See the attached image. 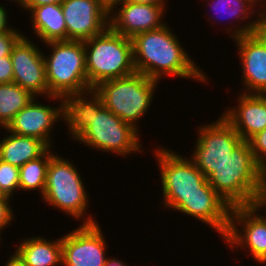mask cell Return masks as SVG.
I'll list each match as a JSON object with an SVG mask.
<instances>
[{"label":"cell","instance_id":"cell-15","mask_svg":"<svg viewBox=\"0 0 266 266\" xmlns=\"http://www.w3.org/2000/svg\"><path fill=\"white\" fill-rule=\"evenodd\" d=\"M36 98L34 97L25 108L15 115L7 129L17 135L38 138L52 148V131L58 121L62 119V104H59L58 107L45 105L38 102Z\"/></svg>","mask_w":266,"mask_h":266},{"label":"cell","instance_id":"cell-18","mask_svg":"<svg viewBox=\"0 0 266 266\" xmlns=\"http://www.w3.org/2000/svg\"><path fill=\"white\" fill-rule=\"evenodd\" d=\"M62 121L74 140L90 125L94 113L103 106L100 94L94 89L62 97Z\"/></svg>","mask_w":266,"mask_h":266},{"label":"cell","instance_id":"cell-35","mask_svg":"<svg viewBox=\"0 0 266 266\" xmlns=\"http://www.w3.org/2000/svg\"><path fill=\"white\" fill-rule=\"evenodd\" d=\"M129 2L141 3V4H153V5H165L167 0H126Z\"/></svg>","mask_w":266,"mask_h":266},{"label":"cell","instance_id":"cell-30","mask_svg":"<svg viewBox=\"0 0 266 266\" xmlns=\"http://www.w3.org/2000/svg\"><path fill=\"white\" fill-rule=\"evenodd\" d=\"M13 82V67L10 56L0 57V84Z\"/></svg>","mask_w":266,"mask_h":266},{"label":"cell","instance_id":"cell-12","mask_svg":"<svg viewBox=\"0 0 266 266\" xmlns=\"http://www.w3.org/2000/svg\"><path fill=\"white\" fill-rule=\"evenodd\" d=\"M100 224H81L61 236L62 266H105L108 248ZM107 247V248H106Z\"/></svg>","mask_w":266,"mask_h":266},{"label":"cell","instance_id":"cell-31","mask_svg":"<svg viewBox=\"0 0 266 266\" xmlns=\"http://www.w3.org/2000/svg\"><path fill=\"white\" fill-rule=\"evenodd\" d=\"M8 11L3 5H0V32L7 31L12 29L13 27L8 25Z\"/></svg>","mask_w":266,"mask_h":266},{"label":"cell","instance_id":"cell-20","mask_svg":"<svg viewBox=\"0 0 266 266\" xmlns=\"http://www.w3.org/2000/svg\"><path fill=\"white\" fill-rule=\"evenodd\" d=\"M209 1H211V2H209ZM206 3H207L206 7L209 6V7H211L210 9L214 10L215 12H217V13L219 12L218 15H220V13H222V17H224V15L227 14V17L232 18V19L235 18L237 21V24L238 23L241 24L244 21L246 22V23L244 22V25L241 24L242 26L241 25L236 26V22H235L234 23L235 26L231 23V26L225 27L226 29L224 31H226L228 33L231 32L229 34V36L231 35L232 40H233V38L235 39V38H238L242 35L250 34L253 32V29L255 26V18H256L254 16H256L255 12L257 11L254 8H256L260 5L256 0H208ZM223 13H224V15H223ZM214 15L215 14L210 16L208 19L209 20L211 19L210 21H212L213 18L217 19V17L221 19V17H219V16L214 17ZM251 16H252V18H251ZM247 19H249L248 20L249 22L246 21ZM242 20H244V21H242Z\"/></svg>","mask_w":266,"mask_h":266},{"label":"cell","instance_id":"cell-1","mask_svg":"<svg viewBox=\"0 0 266 266\" xmlns=\"http://www.w3.org/2000/svg\"><path fill=\"white\" fill-rule=\"evenodd\" d=\"M155 149L153 154L160 169L163 206L199 219L224 238L231 212L228 203L208 183L189 156L184 157L161 146Z\"/></svg>","mask_w":266,"mask_h":266},{"label":"cell","instance_id":"cell-34","mask_svg":"<svg viewBox=\"0 0 266 266\" xmlns=\"http://www.w3.org/2000/svg\"><path fill=\"white\" fill-rule=\"evenodd\" d=\"M5 266H27V265L19 257V255L14 251V253L9 256V259L8 261H6Z\"/></svg>","mask_w":266,"mask_h":266},{"label":"cell","instance_id":"cell-2","mask_svg":"<svg viewBox=\"0 0 266 266\" xmlns=\"http://www.w3.org/2000/svg\"><path fill=\"white\" fill-rule=\"evenodd\" d=\"M169 26L165 24L132 38L136 72L159 82L165 75L198 80L203 84L209 82L208 76L191 59Z\"/></svg>","mask_w":266,"mask_h":266},{"label":"cell","instance_id":"cell-6","mask_svg":"<svg viewBox=\"0 0 266 266\" xmlns=\"http://www.w3.org/2000/svg\"><path fill=\"white\" fill-rule=\"evenodd\" d=\"M158 83L135 72L126 77L104 81L94 89L100 94L107 109L140 131L137 122L151 109L149 107L153 103Z\"/></svg>","mask_w":266,"mask_h":266},{"label":"cell","instance_id":"cell-11","mask_svg":"<svg viewBox=\"0 0 266 266\" xmlns=\"http://www.w3.org/2000/svg\"><path fill=\"white\" fill-rule=\"evenodd\" d=\"M42 49L34 41L23 35L13 46L11 60L13 82L33 96H45L49 100L62 102L61 97L50 96L46 81L45 61Z\"/></svg>","mask_w":266,"mask_h":266},{"label":"cell","instance_id":"cell-10","mask_svg":"<svg viewBox=\"0 0 266 266\" xmlns=\"http://www.w3.org/2000/svg\"><path fill=\"white\" fill-rule=\"evenodd\" d=\"M223 241L230 246V250L234 248L248 250L255 261L264 265L266 263V219L264 214L259 213L253 205L232 207L228 232Z\"/></svg>","mask_w":266,"mask_h":266},{"label":"cell","instance_id":"cell-5","mask_svg":"<svg viewBox=\"0 0 266 266\" xmlns=\"http://www.w3.org/2000/svg\"><path fill=\"white\" fill-rule=\"evenodd\" d=\"M58 155L55 153L50 158L42 201L75 220L82 219L80 224L97 223L93 215L87 213L90 195H87L78 167H75L72 161Z\"/></svg>","mask_w":266,"mask_h":266},{"label":"cell","instance_id":"cell-19","mask_svg":"<svg viewBox=\"0 0 266 266\" xmlns=\"http://www.w3.org/2000/svg\"><path fill=\"white\" fill-rule=\"evenodd\" d=\"M30 12L32 30L37 38L48 43L67 41V27L61 4L25 7Z\"/></svg>","mask_w":266,"mask_h":266},{"label":"cell","instance_id":"cell-29","mask_svg":"<svg viewBox=\"0 0 266 266\" xmlns=\"http://www.w3.org/2000/svg\"><path fill=\"white\" fill-rule=\"evenodd\" d=\"M259 6L261 9L259 8L257 9L258 11H256L257 16L255 17L257 18L255 19V26L252 34L262 43L266 44V3L260 4Z\"/></svg>","mask_w":266,"mask_h":266},{"label":"cell","instance_id":"cell-24","mask_svg":"<svg viewBox=\"0 0 266 266\" xmlns=\"http://www.w3.org/2000/svg\"><path fill=\"white\" fill-rule=\"evenodd\" d=\"M52 149L48 148L38 158L19 167V189L21 191L39 190L43 196L50 158L56 153H53Z\"/></svg>","mask_w":266,"mask_h":266},{"label":"cell","instance_id":"cell-27","mask_svg":"<svg viewBox=\"0 0 266 266\" xmlns=\"http://www.w3.org/2000/svg\"><path fill=\"white\" fill-rule=\"evenodd\" d=\"M23 36L15 27L0 32V57L10 56L13 46Z\"/></svg>","mask_w":266,"mask_h":266},{"label":"cell","instance_id":"cell-39","mask_svg":"<svg viewBox=\"0 0 266 266\" xmlns=\"http://www.w3.org/2000/svg\"><path fill=\"white\" fill-rule=\"evenodd\" d=\"M107 5H111L114 1H117V0H103Z\"/></svg>","mask_w":266,"mask_h":266},{"label":"cell","instance_id":"cell-8","mask_svg":"<svg viewBox=\"0 0 266 266\" xmlns=\"http://www.w3.org/2000/svg\"><path fill=\"white\" fill-rule=\"evenodd\" d=\"M140 132L114 115L104 105L94 113L90 125L75 139L98 151L125 157L142 150ZM122 155V156H121Z\"/></svg>","mask_w":266,"mask_h":266},{"label":"cell","instance_id":"cell-36","mask_svg":"<svg viewBox=\"0 0 266 266\" xmlns=\"http://www.w3.org/2000/svg\"><path fill=\"white\" fill-rule=\"evenodd\" d=\"M105 266H130V265H127L126 263H124L123 260L122 261L120 259L118 260L115 257L109 258V256H108V258L105 262Z\"/></svg>","mask_w":266,"mask_h":266},{"label":"cell","instance_id":"cell-7","mask_svg":"<svg viewBox=\"0 0 266 266\" xmlns=\"http://www.w3.org/2000/svg\"><path fill=\"white\" fill-rule=\"evenodd\" d=\"M43 44L51 47L49 55L43 52L50 96L62 98L91 89L87 79L83 41H53Z\"/></svg>","mask_w":266,"mask_h":266},{"label":"cell","instance_id":"cell-32","mask_svg":"<svg viewBox=\"0 0 266 266\" xmlns=\"http://www.w3.org/2000/svg\"><path fill=\"white\" fill-rule=\"evenodd\" d=\"M259 212H264L266 211V193L265 192H260V194L256 197L252 204ZM265 210H262V209ZM265 219H266V213H265Z\"/></svg>","mask_w":266,"mask_h":266},{"label":"cell","instance_id":"cell-22","mask_svg":"<svg viewBox=\"0 0 266 266\" xmlns=\"http://www.w3.org/2000/svg\"><path fill=\"white\" fill-rule=\"evenodd\" d=\"M6 134L0 140V159L16 167L41 156L49 147L40 139L17 135L4 128Z\"/></svg>","mask_w":266,"mask_h":266},{"label":"cell","instance_id":"cell-26","mask_svg":"<svg viewBox=\"0 0 266 266\" xmlns=\"http://www.w3.org/2000/svg\"><path fill=\"white\" fill-rule=\"evenodd\" d=\"M256 162L262 167L266 164V128L248 140Z\"/></svg>","mask_w":266,"mask_h":266},{"label":"cell","instance_id":"cell-38","mask_svg":"<svg viewBox=\"0 0 266 266\" xmlns=\"http://www.w3.org/2000/svg\"><path fill=\"white\" fill-rule=\"evenodd\" d=\"M10 1V0H8ZM15 2L18 4V6H20V8H22L23 10H25V5H26V2L27 0H11V2Z\"/></svg>","mask_w":266,"mask_h":266},{"label":"cell","instance_id":"cell-13","mask_svg":"<svg viewBox=\"0 0 266 266\" xmlns=\"http://www.w3.org/2000/svg\"><path fill=\"white\" fill-rule=\"evenodd\" d=\"M67 40L86 41L109 27V5L103 0H64Z\"/></svg>","mask_w":266,"mask_h":266},{"label":"cell","instance_id":"cell-23","mask_svg":"<svg viewBox=\"0 0 266 266\" xmlns=\"http://www.w3.org/2000/svg\"><path fill=\"white\" fill-rule=\"evenodd\" d=\"M28 90L18 84H0V127L7 128L15 115L34 98Z\"/></svg>","mask_w":266,"mask_h":266},{"label":"cell","instance_id":"cell-37","mask_svg":"<svg viewBox=\"0 0 266 266\" xmlns=\"http://www.w3.org/2000/svg\"><path fill=\"white\" fill-rule=\"evenodd\" d=\"M261 175V192L266 193V164L262 166Z\"/></svg>","mask_w":266,"mask_h":266},{"label":"cell","instance_id":"cell-4","mask_svg":"<svg viewBox=\"0 0 266 266\" xmlns=\"http://www.w3.org/2000/svg\"><path fill=\"white\" fill-rule=\"evenodd\" d=\"M84 46L90 88L136 72L132 39L114 32L110 27L100 35L84 41Z\"/></svg>","mask_w":266,"mask_h":266},{"label":"cell","instance_id":"cell-41","mask_svg":"<svg viewBox=\"0 0 266 266\" xmlns=\"http://www.w3.org/2000/svg\"><path fill=\"white\" fill-rule=\"evenodd\" d=\"M5 195L3 194V192L0 190V198H3Z\"/></svg>","mask_w":266,"mask_h":266},{"label":"cell","instance_id":"cell-28","mask_svg":"<svg viewBox=\"0 0 266 266\" xmlns=\"http://www.w3.org/2000/svg\"><path fill=\"white\" fill-rule=\"evenodd\" d=\"M12 200L11 197L6 195L3 198H0V236H2L1 232L4 228L6 229V227L14 220L15 214L11 208V203H9Z\"/></svg>","mask_w":266,"mask_h":266},{"label":"cell","instance_id":"cell-25","mask_svg":"<svg viewBox=\"0 0 266 266\" xmlns=\"http://www.w3.org/2000/svg\"><path fill=\"white\" fill-rule=\"evenodd\" d=\"M0 190L13 199L15 191L19 190V167L0 159Z\"/></svg>","mask_w":266,"mask_h":266},{"label":"cell","instance_id":"cell-40","mask_svg":"<svg viewBox=\"0 0 266 266\" xmlns=\"http://www.w3.org/2000/svg\"><path fill=\"white\" fill-rule=\"evenodd\" d=\"M258 3H260V4H263V2H264V4L266 3V0H256Z\"/></svg>","mask_w":266,"mask_h":266},{"label":"cell","instance_id":"cell-3","mask_svg":"<svg viewBox=\"0 0 266 266\" xmlns=\"http://www.w3.org/2000/svg\"><path fill=\"white\" fill-rule=\"evenodd\" d=\"M261 170L249 142L242 140L207 181L231 208L251 206L261 192Z\"/></svg>","mask_w":266,"mask_h":266},{"label":"cell","instance_id":"cell-9","mask_svg":"<svg viewBox=\"0 0 266 266\" xmlns=\"http://www.w3.org/2000/svg\"><path fill=\"white\" fill-rule=\"evenodd\" d=\"M219 117L213 123L197 127L196 147L189 157L206 178L230 157L242 141L223 116Z\"/></svg>","mask_w":266,"mask_h":266},{"label":"cell","instance_id":"cell-14","mask_svg":"<svg viewBox=\"0 0 266 266\" xmlns=\"http://www.w3.org/2000/svg\"><path fill=\"white\" fill-rule=\"evenodd\" d=\"M166 7L126 0L114 1L109 6V27L114 32L132 39L139 33L163 27L167 23L163 21Z\"/></svg>","mask_w":266,"mask_h":266},{"label":"cell","instance_id":"cell-21","mask_svg":"<svg viewBox=\"0 0 266 266\" xmlns=\"http://www.w3.org/2000/svg\"><path fill=\"white\" fill-rule=\"evenodd\" d=\"M15 252L27 266H57L62 264L61 237L48 240L45 237H24Z\"/></svg>","mask_w":266,"mask_h":266},{"label":"cell","instance_id":"cell-17","mask_svg":"<svg viewBox=\"0 0 266 266\" xmlns=\"http://www.w3.org/2000/svg\"><path fill=\"white\" fill-rule=\"evenodd\" d=\"M238 105L226 108L223 118L235 129L242 140L266 128V94L239 93Z\"/></svg>","mask_w":266,"mask_h":266},{"label":"cell","instance_id":"cell-33","mask_svg":"<svg viewBox=\"0 0 266 266\" xmlns=\"http://www.w3.org/2000/svg\"><path fill=\"white\" fill-rule=\"evenodd\" d=\"M64 0H27L25 7H39L47 4H61Z\"/></svg>","mask_w":266,"mask_h":266},{"label":"cell","instance_id":"cell-16","mask_svg":"<svg viewBox=\"0 0 266 266\" xmlns=\"http://www.w3.org/2000/svg\"><path fill=\"white\" fill-rule=\"evenodd\" d=\"M241 64L244 94H266V44L252 33L233 39ZM243 79V80H242Z\"/></svg>","mask_w":266,"mask_h":266}]
</instances>
